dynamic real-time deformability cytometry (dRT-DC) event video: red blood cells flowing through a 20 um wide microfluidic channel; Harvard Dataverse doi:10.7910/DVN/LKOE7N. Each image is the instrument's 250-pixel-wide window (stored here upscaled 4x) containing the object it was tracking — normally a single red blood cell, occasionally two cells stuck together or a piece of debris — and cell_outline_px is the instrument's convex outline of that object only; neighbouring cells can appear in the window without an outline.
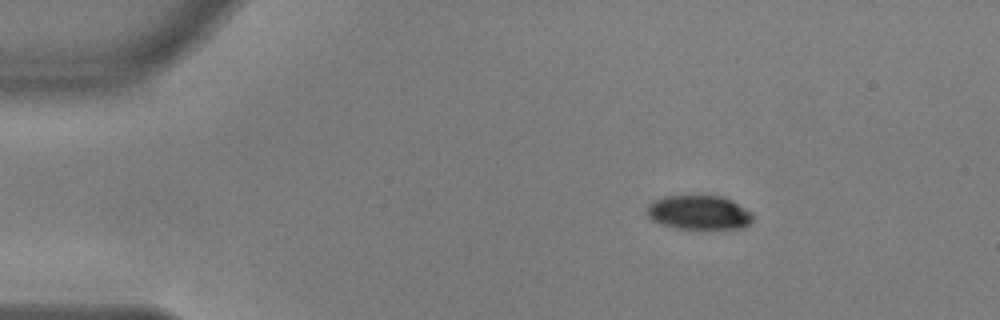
{"species": "common noctule bat (a hibernating species)", "species_latin": "Nyctalus noctula", "temperature_condition": "warm", "stored_images_in_passage": 4, "camera_frame_rate_fps": 3000, "um_per_image_px": 0.085, "animal": {"sex": "male", "body_mass_g": 17.9, "forearm_length_mm": 54.2}, "frame": {"image": 1, "passage_image": 1, "time_ms": 0.0, "image_size_px": [1000, 320], "cell_outline_px": [[752, 220], [744, 228], [676, 228], [660, 224], [652, 220], [644, 212], [648, 204], [664, 196], [724, 196], [732, 200], [752, 212]], "centroid_in_image_um": [59.39, 18.05], "position_along_channel_um": 25.6, "area_um2": 21.1}}